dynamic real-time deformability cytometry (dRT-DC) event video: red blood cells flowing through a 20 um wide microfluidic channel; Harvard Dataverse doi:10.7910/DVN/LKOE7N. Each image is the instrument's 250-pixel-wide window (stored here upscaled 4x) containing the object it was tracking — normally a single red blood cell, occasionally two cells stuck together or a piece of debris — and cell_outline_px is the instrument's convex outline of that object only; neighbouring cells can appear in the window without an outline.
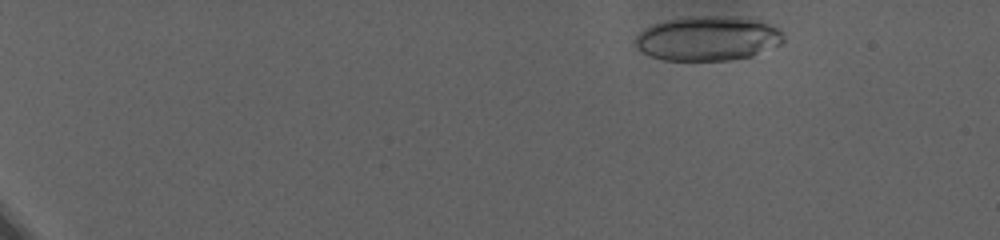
{"species": "human", "species_latin": "Homo sapiens", "temperature_condition": "warm", "stored_images_in_passage": 33, "camera_frame_rate_fps": 3000, "um_per_image_px": 0.085, "donor": {"sex": "female"}, "frame": {"image": 1, "passage_image": 9, "time_ms": 2.667, "image_size_px": [1000, 240], "cell_outline_px": [[784, 40], [780, 44], [752, 56], [728, 60], [664, 60], [648, 56], [640, 52], [636, 48], [632, 40], [644, 28], [652, 24], [664, 20], [684, 16], [748, 16], [760, 20], [784, 32]], "centroid_in_image_um": [60.12, 3.25], "position_along_channel_um": 24.9, "area_um2": 39.25}}
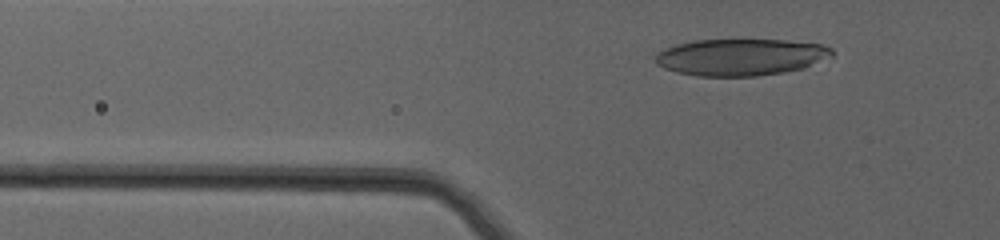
{"frame": {"image": 2, "passage_image": 27, "time_ms": 8.667, "image_size_px": [1000, 240], "cell_outline_px": [[836, 52], [832, 56], [804, 68], [784, 72], [756, 76], [696, 76], [676, 72], [664, 68], [656, 64], [656, 56], [664, 48], [676, 44], [696, 40], [788, 40], [820, 44], [832, 48]], "centroid_in_image_um": [62.98, 4.85], "position_along_channel_um": 62.8, "area_um2": 37.92}}